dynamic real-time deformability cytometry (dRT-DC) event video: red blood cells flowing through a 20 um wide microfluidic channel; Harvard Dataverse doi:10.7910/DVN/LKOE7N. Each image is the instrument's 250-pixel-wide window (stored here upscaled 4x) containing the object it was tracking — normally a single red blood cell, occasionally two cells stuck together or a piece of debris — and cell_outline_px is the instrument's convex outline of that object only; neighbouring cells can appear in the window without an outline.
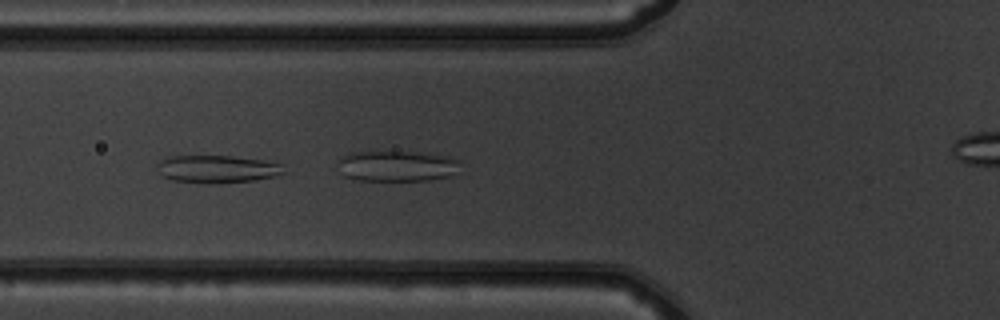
{"species": "common noctule bat (a hibernating species)", "species_latin": "Nyctalus noctula", "temperature_condition": "warm", "stored_images_in_passage": 14, "camera_frame_rate_fps": 3000, "um_per_image_px": 0.085, "animal": {"sex": "male", "body_mass_g": 19.5, "forearm_length_mm": 54.6}, "frame": {"image": 1, "passage_image": 10, "time_ms": 3.0, "image_size_px": [1000, 320], "cell_outline_px": [[288, 172], [276, 176], [252, 180], [212, 184], [172, 180], [160, 176], [156, 168], [156, 164], [160, 160], [168, 156], [232, 156], [264, 160], [280, 164]], "centroid_in_image_um": [18.42, 14.37], "position_along_channel_um": 107.4, "area_um2": 20.63}}